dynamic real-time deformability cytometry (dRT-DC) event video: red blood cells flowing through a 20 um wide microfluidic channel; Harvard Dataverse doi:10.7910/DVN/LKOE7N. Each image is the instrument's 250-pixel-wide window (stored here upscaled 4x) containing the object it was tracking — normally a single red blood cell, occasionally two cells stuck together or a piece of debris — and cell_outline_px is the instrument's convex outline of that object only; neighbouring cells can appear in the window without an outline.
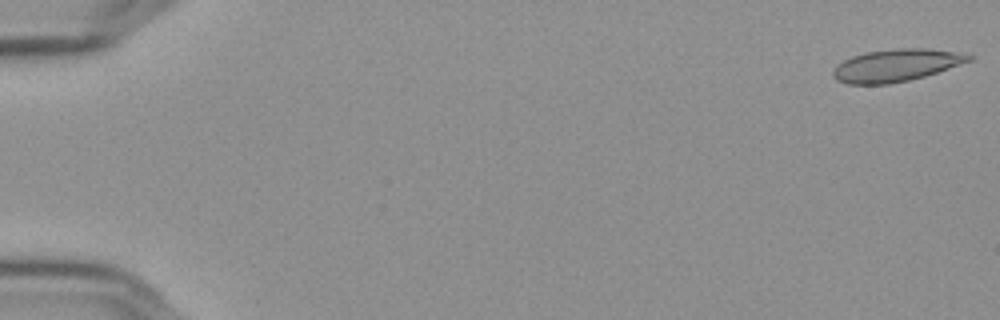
{"species": "Egyptian fruit bat (a non-hibernating species)", "species_latin": "Rousettus aegyptiacus", "temperature_condition": "cold", "stored_images_in_passage": 10, "camera_frame_rate_fps": 3000, "um_per_image_px": 0.085, "frame": {"image": 1, "passage_image": 1, "time_ms": 0.0, "image_size_px": [1000, 320], "cell_outline_px": [[976, 56], [972, 60], [924, 76], [908, 80], [888, 84], [848, 84], [836, 80], [832, 76], [832, 72], [836, 64], [852, 56], [864, 52], [896, 48], [928, 48], [964, 52]], "centroid_in_image_um": [76.18, 5.53], "position_along_channel_um": 8.8, "area_um2": 25.84}}